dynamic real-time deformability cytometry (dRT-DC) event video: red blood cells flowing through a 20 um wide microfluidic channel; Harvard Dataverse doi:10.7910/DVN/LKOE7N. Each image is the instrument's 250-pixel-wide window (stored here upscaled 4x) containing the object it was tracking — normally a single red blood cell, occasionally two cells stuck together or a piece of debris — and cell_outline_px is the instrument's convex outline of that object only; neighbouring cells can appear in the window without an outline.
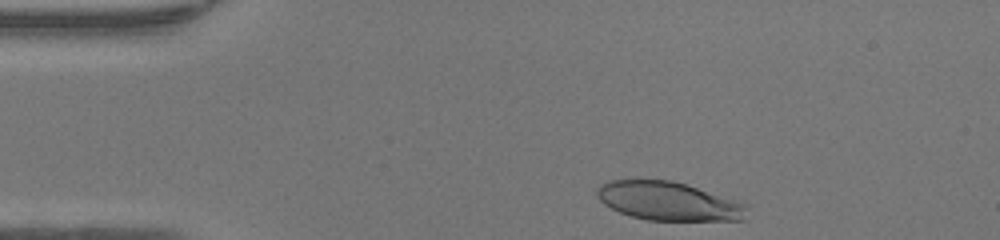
{"species": "human", "species_latin": "Homo sapiens", "temperature_condition": "warm", "stored_images_in_passage": 32, "camera_frame_rate_fps": 3000, "um_per_image_px": 0.085, "donor": {"sex": "female"}, "frame": {"image": 1, "passage_image": 1, "time_ms": 0.0, "image_size_px": [1000, 240], "cell_outline_px": [[748, 204], [744, 220], [648, 220], [632, 216], [620, 212], [604, 204], [596, 196], [596, 188], [600, 184], [608, 180], [672, 180]], "centroid_in_image_um": [56.79, 17.09], "position_along_channel_um": 28.2, "area_um2": 33.52}}
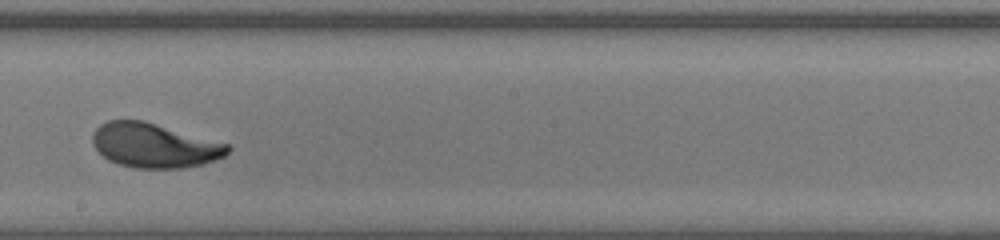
{"frame": {"image": 2, "passage_image": 20, "time_ms": 6.333, "image_size_px": [1000, 240], "cell_outline_px": [[232, 148], [224, 156], [204, 164], [180, 168], [136, 168], [120, 164], [108, 160], [92, 144], [92, 132], [100, 124], [108, 120], [144, 120], [228, 144]], "centroid_in_image_um": [13.1, 12.35], "position_along_channel_um": 235.1, "area_um2": 34.91}}
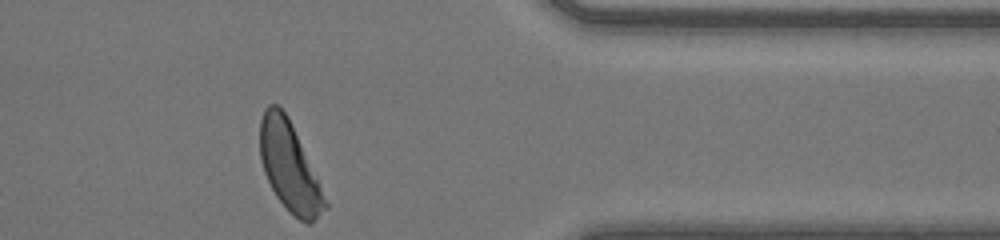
{"frame": {"image": 3, "passage_image": 32, "time_ms": 10.333, "image_size_px": [1000, 240], "cell_outline_px": [[328, 208], [308, 224], [304, 224], [288, 212], [276, 196], [264, 172], [260, 160], [260, 120], [264, 108], [268, 104], [280, 104], [288, 116], [320, 184], [328, 204]], "centroid_in_image_um": [24.58, 14.16], "position_along_channel_um": 386.8, "area_um2": 33.7}, "authors_computed_cell_mechanics": {"area_um2": 34.9401, "velocity_mm_per_s": 4.2648, "shape_relaxation_time_tau1_ms": 3.1526, "shape_relaxation_time_tau2_ms": null, "deformation_change_tau1": 0.177, "deformation_change_tau2": null}}